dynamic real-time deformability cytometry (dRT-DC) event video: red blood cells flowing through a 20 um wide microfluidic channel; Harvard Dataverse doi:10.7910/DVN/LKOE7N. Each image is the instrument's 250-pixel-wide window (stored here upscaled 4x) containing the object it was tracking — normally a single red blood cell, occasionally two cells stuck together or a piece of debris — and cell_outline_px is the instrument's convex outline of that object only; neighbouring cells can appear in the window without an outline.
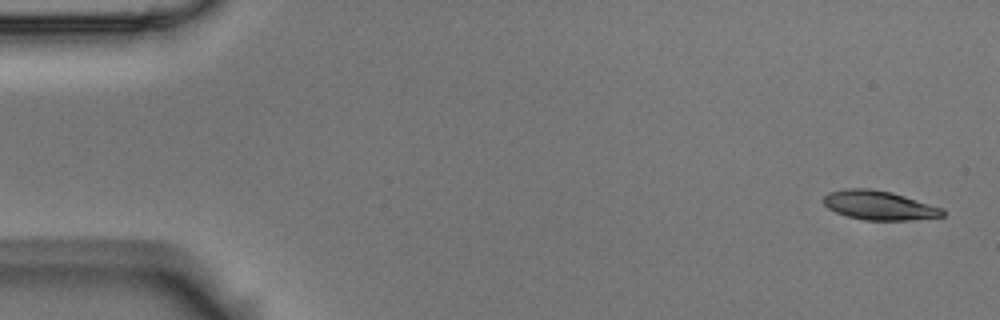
{"species": "Egyptian fruit bat (a non-hibernating species)", "species_latin": "Rousettus aegyptiacus", "temperature_condition": "room temperature", "stored_images_in_passage": 4, "camera_frame_rate_fps": 3000, "um_per_image_px": 0.085, "animal": {"sex": "male"}, "frame": {"image": 1, "passage_image": 1, "time_ms": 0.0, "image_size_px": [1000, 320], "cell_outline_px": [[944, 216], [908, 220], [864, 220], [848, 216], [836, 212], [828, 208], [824, 204], [824, 196], [828, 192], [844, 188], [868, 188], [892, 192], [944, 208]], "centroid_in_image_um": [74.72, 17.44], "position_along_channel_um": 10.3, "area_um2": 20.23}}
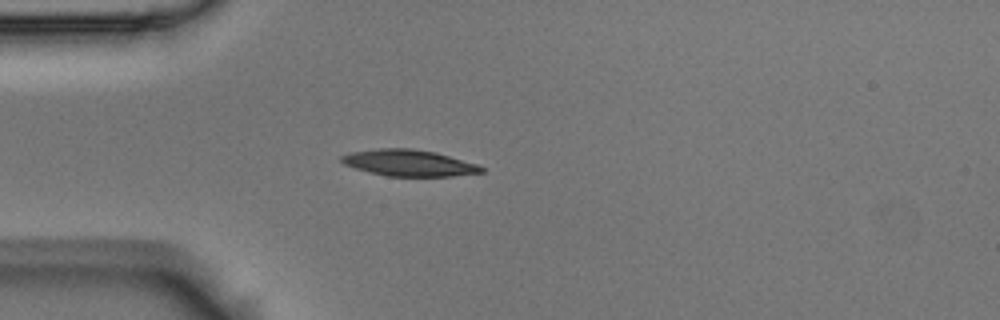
{"frame": {"image": 2, "passage_image": 4, "time_ms": 1.0, "image_size_px": [1000, 320], "cell_outline_px": [[484, 172], [452, 176], [388, 176], [356, 168], [344, 164], [340, 160], [340, 156], [348, 152], [376, 148], [412, 148], [436, 152], [476, 164], [484, 168]], "centroid_in_image_um": [34.73, 13.83], "position_along_channel_um": 50.3, "area_um2": 21.44}}